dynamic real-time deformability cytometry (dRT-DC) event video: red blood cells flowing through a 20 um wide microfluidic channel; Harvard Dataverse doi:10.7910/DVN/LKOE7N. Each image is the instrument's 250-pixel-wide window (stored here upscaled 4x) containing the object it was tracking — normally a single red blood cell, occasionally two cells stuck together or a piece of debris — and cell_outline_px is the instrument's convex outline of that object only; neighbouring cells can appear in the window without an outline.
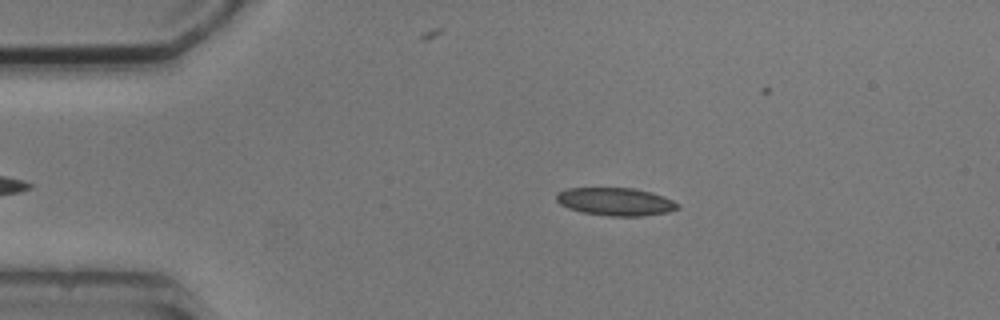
{"species": "common noctule bat (a hibernating species)", "species_latin": "Nyctalus noctula", "temperature_condition": "cold", "stored_images_in_passage": 5, "camera_frame_rate_fps": 3000, "um_per_image_px": 0.085, "animal": {"sex": "male", "body_mass_g": 20.5, "forearm_length_mm": 52.5}, "frame": {"image": 1, "passage_image": 1, "time_ms": 0.0, "image_size_px": [1000, 320], "cell_outline_px": [[680, 208], [668, 212], [640, 216], [608, 216], [580, 212], [568, 208], [560, 204], [556, 200], [556, 196], [560, 192], [568, 188], [632, 188], [664, 196], [680, 204]], "centroid_in_image_um": [52.33, 17.15], "position_along_channel_um": 32.7, "area_um2": 19.65}}
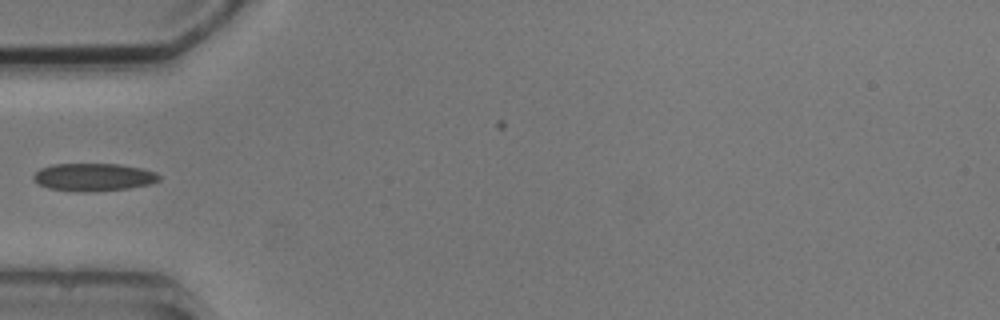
{"frame": {"image": 2, "passage_image": 3, "time_ms": 2.333, "image_size_px": [1000, 320], "cell_outline_px": [[160, 180], [152, 184], [128, 188], [92, 192], [80, 192], [48, 188], [40, 184], [32, 176], [40, 168], [52, 164], [120, 164], [140, 168], [156, 172], [160, 176]], "centroid_in_image_um": [7.98, 15.06], "position_along_channel_um": 77.0, "area_um2": 20.35}}